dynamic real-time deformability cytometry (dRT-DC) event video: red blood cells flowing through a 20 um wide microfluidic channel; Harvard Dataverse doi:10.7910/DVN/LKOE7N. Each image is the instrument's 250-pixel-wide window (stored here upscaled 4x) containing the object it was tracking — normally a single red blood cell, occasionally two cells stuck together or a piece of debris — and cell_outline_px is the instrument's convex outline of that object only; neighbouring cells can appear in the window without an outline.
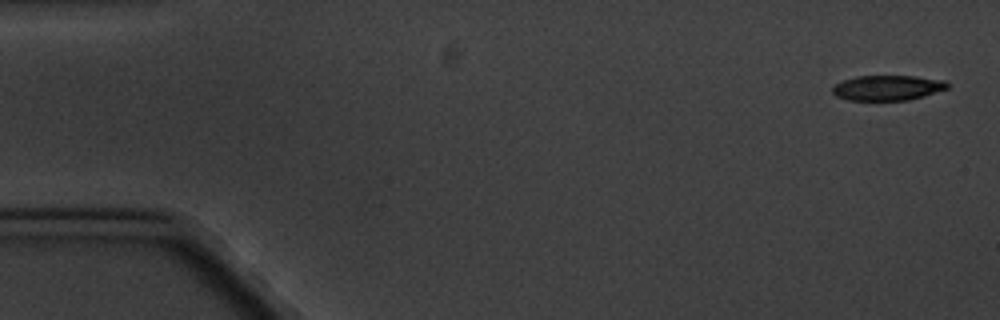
{"species": "common noctule bat (a hibernating species)", "species_latin": "Nyctalus noctula", "temperature_condition": "cold", "stored_images_in_passage": 6, "camera_frame_rate_fps": 3000, "um_per_image_px": 0.085, "animal": {"sex": "male", "body_mass_g": 20.1, "forearm_length_mm": 53.5}, "frame": {"image": 1, "passage_image": 1, "time_ms": 0.0, "image_size_px": [1000, 320], "cell_outline_px": [[948, 88], [924, 96], [908, 100], [848, 100], [836, 96], [832, 92], [832, 84], [856, 76], [916, 76], [944, 80], [948, 84]], "centroid_in_image_um": [75.41, 7.46], "position_along_channel_um": 9.6, "area_um2": 16.88}}
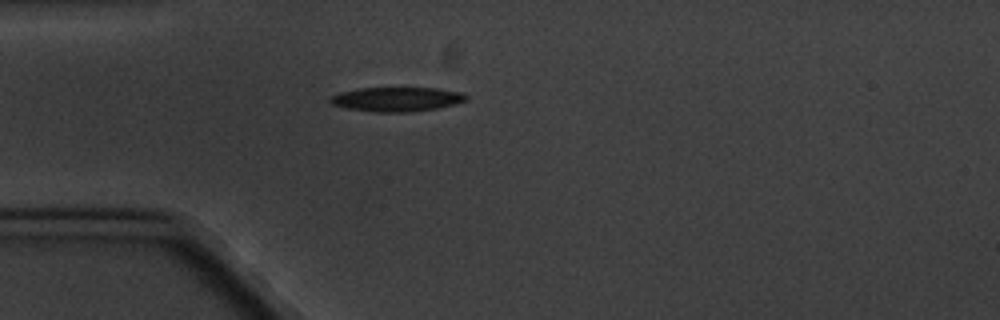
{"frame": {"image": 2, "passage_image": 5, "time_ms": 4.667, "image_size_px": [1000, 320], "cell_outline_px": [[468, 96], [464, 100], [456, 104], [436, 108], [412, 112], [372, 112], [348, 108], [332, 104], [328, 100], [332, 96], [340, 92], [360, 88], [436, 88], [464, 92]], "centroid_in_image_um": [33.74, 8.43], "position_along_channel_um": 51.3, "area_um2": 19.25}}